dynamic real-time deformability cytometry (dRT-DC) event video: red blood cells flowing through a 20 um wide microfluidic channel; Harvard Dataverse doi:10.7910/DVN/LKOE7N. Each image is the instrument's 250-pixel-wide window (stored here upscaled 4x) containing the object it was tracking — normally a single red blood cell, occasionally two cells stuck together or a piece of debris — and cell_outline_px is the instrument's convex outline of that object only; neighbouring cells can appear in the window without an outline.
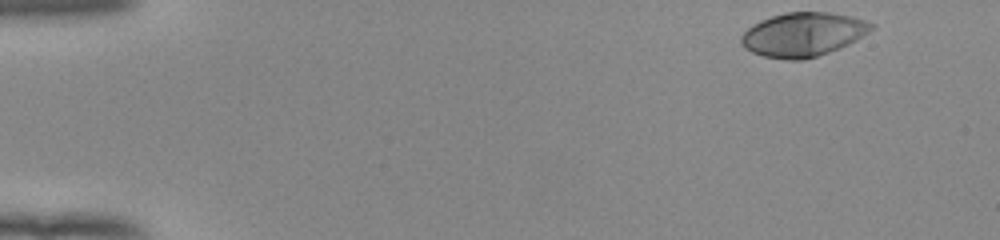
{"species": "human", "species_latin": "Homo sapiens", "temperature_condition": "room temperature", "stored_images_in_passage": 49, "camera_frame_rate_fps": 3000, "um_per_image_px": 0.085, "donor": {"sex": "female"}, "frame": {"image": 1, "passage_image": 1, "time_ms": 0.0, "image_size_px": [1000, 240], "cell_outline_px": [[876, 28], [856, 40], [840, 48], [804, 60], [784, 60], [764, 56], [752, 52], [744, 48], [740, 44], [740, 36], [752, 24], [760, 20], [772, 16], [788, 12], [828, 12], [852, 16], [876, 24]], "centroid_in_image_um": [68.26, 2.93], "position_along_channel_um": 16.7, "area_um2": 33.58}}
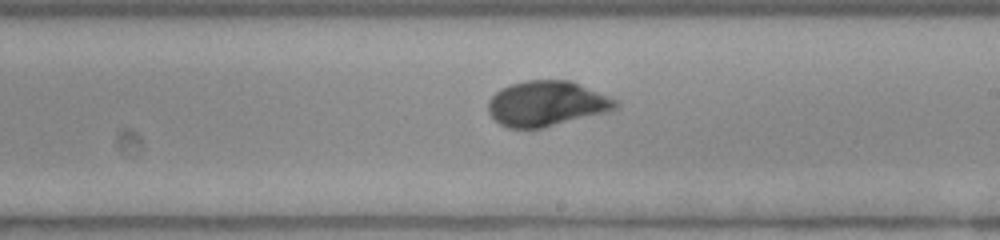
{"frame": {"image": 2, "passage_image": 28, "time_ms": 9.0, "image_size_px": [1000, 240], "cell_outline_px": [[620, 104], [612, 112], [540, 128], [508, 128], [500, 124], [488, 112], [488, 100], [500, 88], [512, 84], [528, 80], [572, 80], [608, 96], [616, 100]], "centroid_in_image_um": [46.5, 8.81], "position_along_channel_um": 242.5, "area_um2": 33.76}}
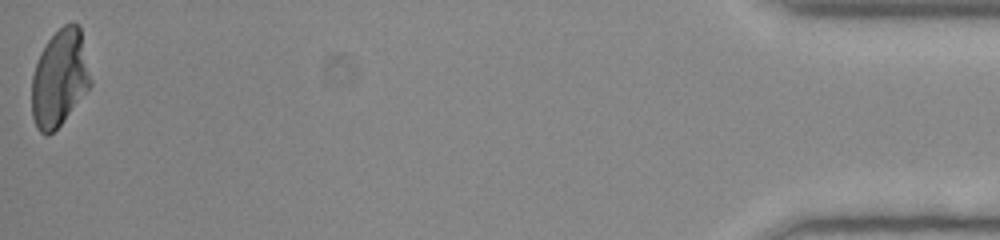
{"frame": {"image": 3, "passage_image": 49, "time_ms": 16.0, "image_size_px": [1000, 240], "cell_outline_px": [[92, 84], [64, 120], [48, 136], [44, 136], [36, 128], [32, 116], [32, 76], [40, 52], [48, 40], [64, 24], [76, 24], [80, 28], [92, 80]], "centroid_in_image_um": [5.06, 6.67], "position_along_channel_um": 430.1, "area_um2": 32.95}, "authors_computed_cell_mechanics": {"area_um2": 32.657, "velocity_mm_per_s": 3.9393, "shape_relaxation_time_tau1_ms": 3.7244, "shape_relaxation_time_tau2_ms": null, "deformation_change_tau1": 0.191, "deformation_change_tau2": null}}